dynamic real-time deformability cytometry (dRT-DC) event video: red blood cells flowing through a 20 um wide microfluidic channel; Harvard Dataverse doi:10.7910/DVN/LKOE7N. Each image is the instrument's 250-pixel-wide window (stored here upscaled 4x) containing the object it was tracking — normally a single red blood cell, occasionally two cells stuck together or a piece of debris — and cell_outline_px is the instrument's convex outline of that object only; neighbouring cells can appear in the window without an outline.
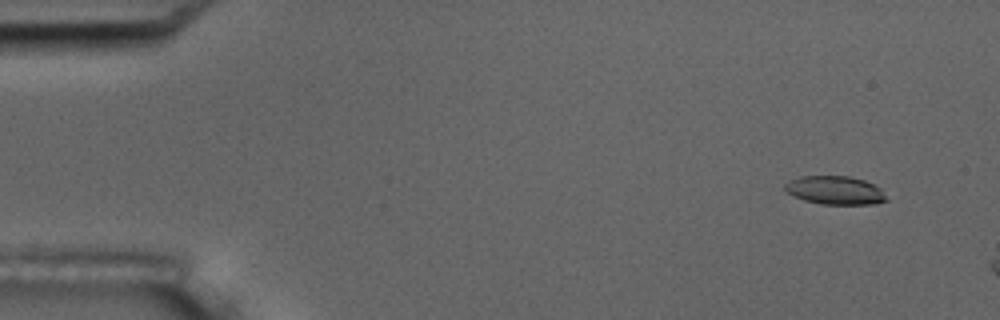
{"species": "common noctule bat (a hibernating species)", "species_latin": "Nyctalus noctula", "temperature_condition": "room temperature", "stored_images_in_passage": 3, "camera_frame_rate_fps": 3000, "um_per_image_px": 0.085, "animal": {"sex": "male", "body_mass_g": 17.5, "forearm_length_mm": 52.3}, "frame": {"image": 1, "passage_image": 1, "time_ms": 0.0, "image_size_px": [1000, 320], "cell_outline_px": [[888, 200], [876, 204], [820, 204], [804, 200], [792, 196], [784, 188], [784, 184], [788, 180], [800, 176], [848, 176], [864, 180], [880, 188]], "centroid_in_image_um": [70.95, 16.17], "position_along_channel_um": 14.1, "area_um2": 16.88}}